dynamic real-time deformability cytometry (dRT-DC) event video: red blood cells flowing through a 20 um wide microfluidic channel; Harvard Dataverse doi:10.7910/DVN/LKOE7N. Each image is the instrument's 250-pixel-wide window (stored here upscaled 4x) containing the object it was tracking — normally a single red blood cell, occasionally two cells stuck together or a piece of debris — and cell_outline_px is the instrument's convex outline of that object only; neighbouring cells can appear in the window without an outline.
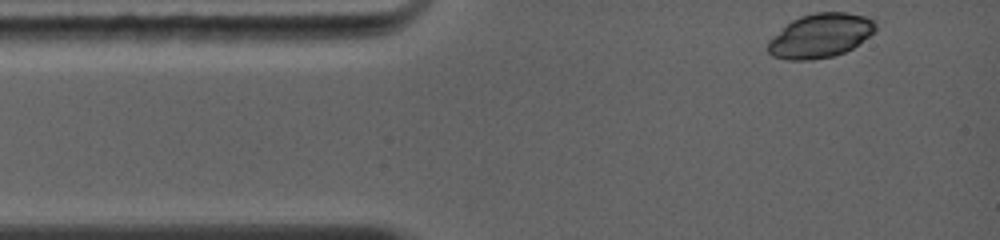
{"species": "common noctule bat (a hibernating species)", "species_latin": "Nyctalus noctula", "temperature_condition": "warm", "stored_images_in_passage": 18, "camera_frame_rate_fps": 5000, "um_per_image_px": 0.085, "animal": {"sex": "female", "body_mass_g": 19.0, "forearm_length_mm": 56.7}, "frame": {"image": 1, "passage_image": 1, "time_ms": 0.0, "image_size_px": [1000, 240], "cell_outline_px": [[876, 32], [852, 48], [844, 52], [832, 56], [804, 60], [788, 60], [772, 56], [768, 52], [768, 40], [792, 20], [800, 16], [816, 12], [844, 12], [864, 16], [876, 20]], "centroid_in_image_um": [69.75, 3.02], "position_along_channel_um": 15.3, "area_um2": 27.57}}
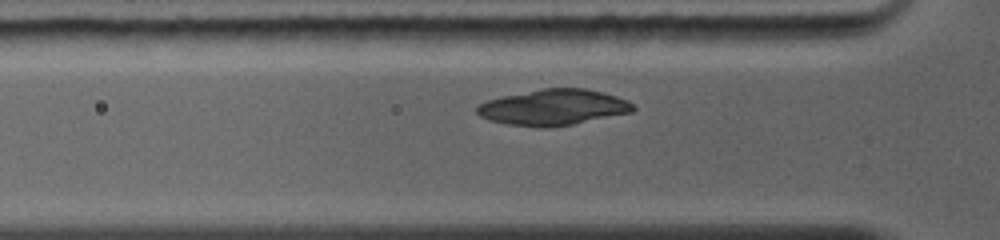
{"frame": {"image": 2, "passage_image": 8, "time_ms": 2.6, "image_size_px": [1000, 240], "cell_outline_px": [[636, 108], [632, 112], [572, 124], [548, 128], [544, 128], [508, 124], [488, 120], [480, 116], [476, 112], [476, 108], [480, 104], [488, 100], [500, 96], [544, 88], [584, 88], [616, 96], [628, 100]], "centroid_in_image_um": [47.02, 9.12], "position_along_channel_um": 78.8, "area_um2": 32.48}}
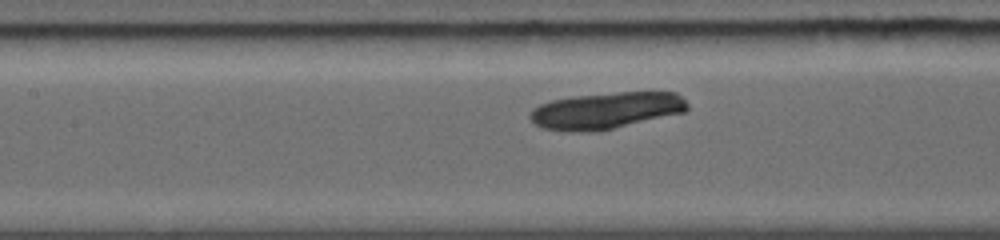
{"frame": {"image": 3, "passage_image": 13, "time_ms": 4.4, "image_size_px": [1000, 240], "cell_outline_px": [[688, 108], [684, 112], [596, 132], [568, 132], [544, 128], [536, 124], [528, 116], [540, 104], [552, 100], [572, 96], [616, 92], [676, 92], [688, 104]], "centroid_in_image_um": [51.52, 9.4], "position_along_channel_um": 155.9, "area_um2": 33.41}}